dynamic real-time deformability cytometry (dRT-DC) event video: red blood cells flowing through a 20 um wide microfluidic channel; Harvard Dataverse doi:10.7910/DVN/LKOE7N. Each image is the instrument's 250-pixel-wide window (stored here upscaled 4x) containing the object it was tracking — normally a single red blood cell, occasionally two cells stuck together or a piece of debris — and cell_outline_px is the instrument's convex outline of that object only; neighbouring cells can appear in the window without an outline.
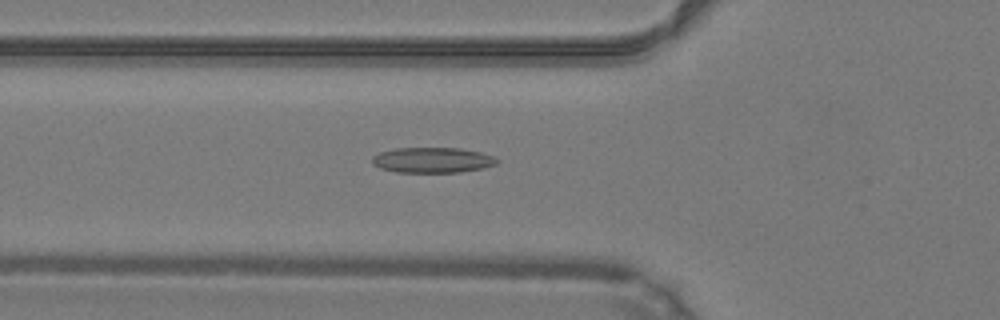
{"species": "common noctule bat (a hibernating species)", "species_latin": "Nyctalus noctula", "temperature_condition": "warm", "stored_images_in_passage": 34, "camera_frame_rate_fps": 3000, "um_per_image_px": 0.085, "animal": {"sex": "male", "body_mass_g": 19.2, "forearm_length_mm": 51.8}, "frame": {"image": 1, "passage_image": 4, "time_ms": 1.0, "image_size_px": [1000, 320], "cell_outline_px": [[500, 160], [496, 164], [484, 168], [460, 172], [396, 172], [380, 168], [372, 164], [372, 156], [380, 152], [396, 148], [460, 148], [480, 152], [492, 156]], "centroid_in_image_um": [36.75, 13.61], "position_along_channel_um": 89.0, "area_um2": 18.5}}
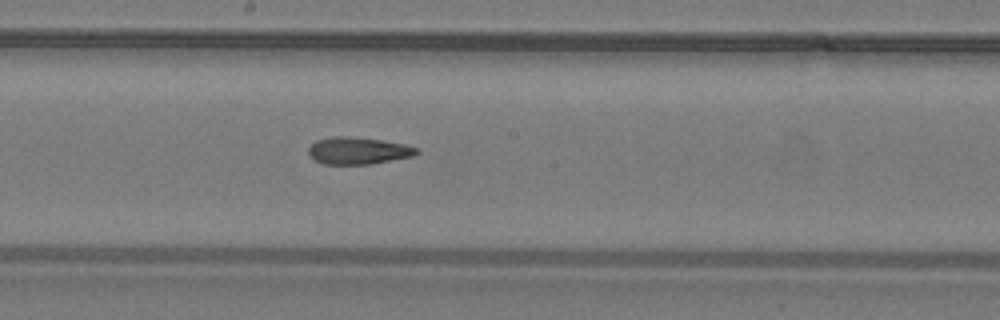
{"frame": {"image": 2, "passage_image": 13, "time_ms": 4.0, "image_size_px": [1000, 320], "cell_outline_px": [[420, 152], [412, 156], [368, 164], [324, 164], [316, 160], [308, 152], [308, 148], [316, 140], [332, 136], [348, 136], [380, 140], [404, 144], [416, 148]], "centroid_in_image_um": [30.41, 12.8], "position_along_channel_um": 217.8, "area_um2": 16.76}}
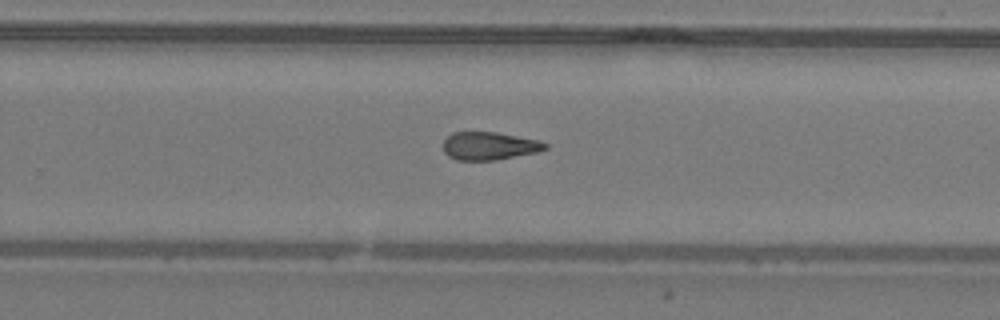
{"frame": {"image": 3, "passage_image": 18, "time_ms": 5.667, "image_size_px": [1000, 320], "cell_outline_px": [[548, 148], [536, 152], [496, 160], [456, 160], [448, 156], [444, 152], [444, 140], [452, 132], [496, 132], [540, 140], [548, 144]], "centroid_in_image_um": [41.59, 12.4], "position_along_channel_um": 288.2, "area_um2": 16.65}, "authors_computed_cell_mechanics": {"area_um2": 17.3689, "velocity_mm_per_s": 4.261, "shape_relaxation_time_tau1_ms": null, "shape_relaxation_time_tau2_ms": 5.4933, "deformation_change_tau1": null, "deformation_change_tau2": 0.1757}}